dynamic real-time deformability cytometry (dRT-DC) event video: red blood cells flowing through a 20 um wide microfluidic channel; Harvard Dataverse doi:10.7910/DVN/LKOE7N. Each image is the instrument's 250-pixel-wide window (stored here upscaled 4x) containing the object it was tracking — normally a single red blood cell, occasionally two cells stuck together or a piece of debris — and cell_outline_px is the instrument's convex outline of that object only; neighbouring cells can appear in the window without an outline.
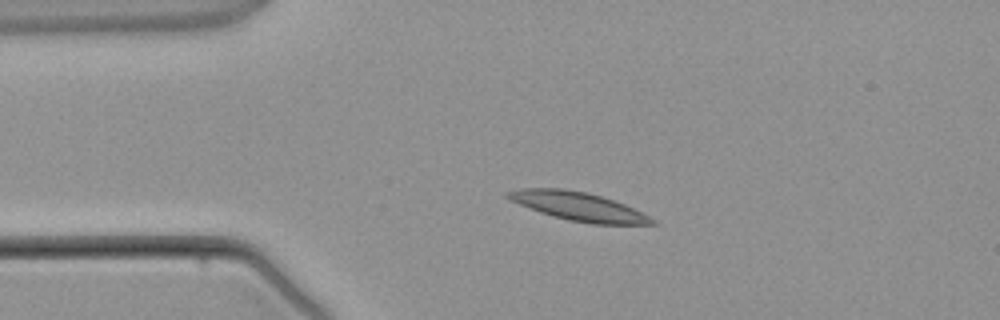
{"species": "common noctule bat (a hibernating species)", "species_latin": "Nyctalus noctula", "temperature_condition": "warm", "stored_images_in_passage": 3, "camera_frame_rate_fps": 3000, "um_per_image_px": 0.085, "animal": {"sex": "male", "body_mass_g": 21.5, "forearm_length_mm": 52.0}, "frame": {"image": 1, "passage_image": 2, "time_ms": 1.333, "image_size_px": [1000, 320], "cell_outline_px": [[660, 224], [592, 224], [568, 220], [552, 216], [540, 212], [520, 204], [504, 196], [504, 192], [520, 188], [564, 188], [588, 192], [624, 204], [656, 220]], "centroid_in_image_um": [49.14, 17.54], "position_along_channel_um": 35.9, "area_um2": 23.87}}